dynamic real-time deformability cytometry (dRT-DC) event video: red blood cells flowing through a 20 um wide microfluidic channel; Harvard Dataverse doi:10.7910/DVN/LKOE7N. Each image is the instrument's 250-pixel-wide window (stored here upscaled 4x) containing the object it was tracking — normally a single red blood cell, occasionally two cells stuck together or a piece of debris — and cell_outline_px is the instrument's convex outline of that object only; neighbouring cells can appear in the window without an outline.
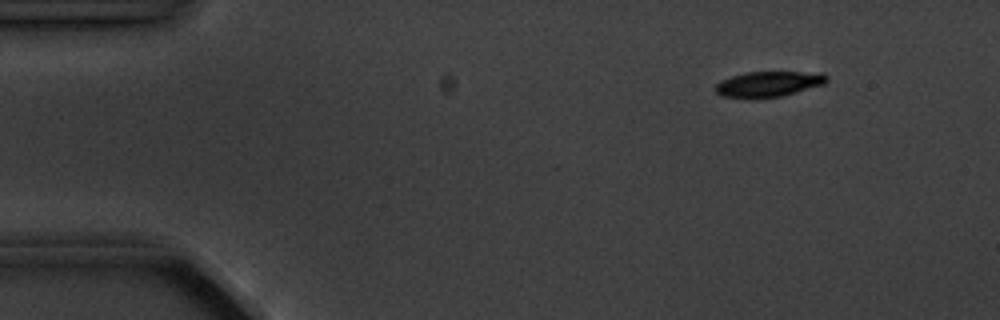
{"species": "common noctule bat (a hibernating species)", "species_latin": "Nyctalus noctula", "temperature_condition": "cold", "stored_images_in_passage": 5, "camera_frame_rate_fps": 3000, "um_per_image_px": 0.085, "animal": {"sex": "male", "body_mass_g": 20.1, "forearm_length_mm": 53.5}, "frame": {"image": 1, "passage_image": 2, "time_ms": 1.333, "image_size_px": [1000, 320], "cell_outline_px": [[828, 80], [824, 84], [796, 92], [780, 96], [756, 100], [720, 96], [712, 88], [720, 80], [744, 72], [824, 72], [828, 76]], "centroid_in_image_um": [65.27, 7.16], "position_along_channel_um": 19.7, "area_um2": 17.05}}